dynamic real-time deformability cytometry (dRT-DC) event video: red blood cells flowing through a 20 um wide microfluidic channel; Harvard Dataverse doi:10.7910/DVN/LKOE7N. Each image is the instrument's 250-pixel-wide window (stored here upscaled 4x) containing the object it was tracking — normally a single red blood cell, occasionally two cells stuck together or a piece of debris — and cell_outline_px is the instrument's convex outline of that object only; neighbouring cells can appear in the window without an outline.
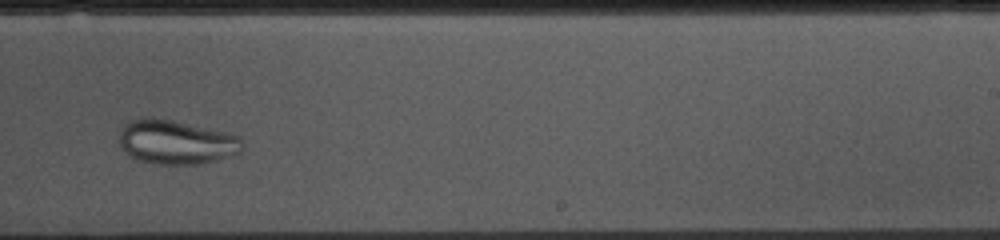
{"species": "common noctule bat (a hibernating species)", "species_latin": "Nyctalus noctula", "temperature_condition": "cold", "stored_images_in_passage": 38, "camera_frame_rate_fps": 3000, "um_per_image_px": 0.085, "animal": {"sex": "female", "body_mass_g": 10.0, "forearm_length_mm": 53.1}, "frame": {"image": 1, "passage_image": 27, "time_ms": 8.667, "image_size_px": [1000, 240], "cell_outline_px": [[244, 148], [240, 152], [216, 160], [200, 164], [152, 164], [140, 160], [124, 152], [120, 144], [120, 132], [132, 120], [176, 120], [240, 136], [244, 144]], "centroid_in_image_um": [15.04, 12.11], "position_along_channel_um": 274.0, "area_um2": 31.04}}